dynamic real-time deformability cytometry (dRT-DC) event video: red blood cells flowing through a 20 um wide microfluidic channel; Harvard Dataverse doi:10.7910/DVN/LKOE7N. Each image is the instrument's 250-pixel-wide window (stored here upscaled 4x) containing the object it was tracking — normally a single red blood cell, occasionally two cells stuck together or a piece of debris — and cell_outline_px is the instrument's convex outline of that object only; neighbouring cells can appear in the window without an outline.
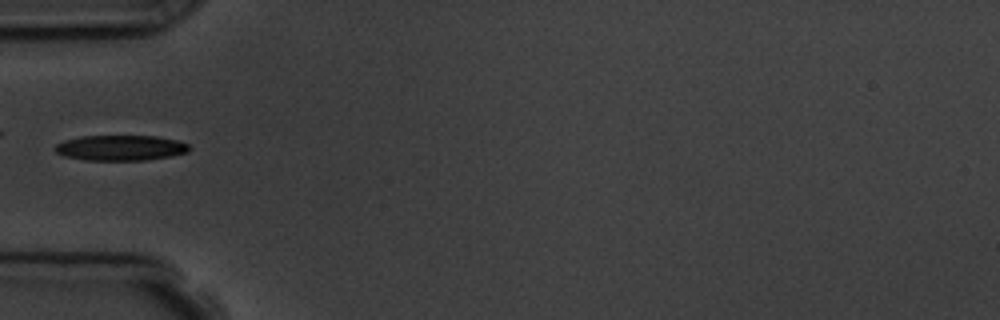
{"species": "common noctule bat (a hibernating species)", "species_latin": "Nyctalus noctula", "temperature_condition": "room temperature", "stored_images_in_passage": 2, "camera_frame_rate_fps": 3000, "um_per_image_px": 0.085, "animal": {"sex": "male", "body_mass_g": 19.5, "forearm_length_mm": 54.6}, "frame": {"image": 1, "passage_image": 2, "time_ms": 2.0, "image_size_px": [1000, 320], "cell_outline_px": [[192, 148], [188, 152], [172, 156], [144, 160], [84, 160], [64, 156], [56, 152], [52, 148], [56, 144], [64, 140], [80, 136], [156, 136], [176, 140], [188, 144]], "centroid_in_image_um": [10.23, 12.57], "position_along_channel_um": 74.8, "area_um2": 20.0}}